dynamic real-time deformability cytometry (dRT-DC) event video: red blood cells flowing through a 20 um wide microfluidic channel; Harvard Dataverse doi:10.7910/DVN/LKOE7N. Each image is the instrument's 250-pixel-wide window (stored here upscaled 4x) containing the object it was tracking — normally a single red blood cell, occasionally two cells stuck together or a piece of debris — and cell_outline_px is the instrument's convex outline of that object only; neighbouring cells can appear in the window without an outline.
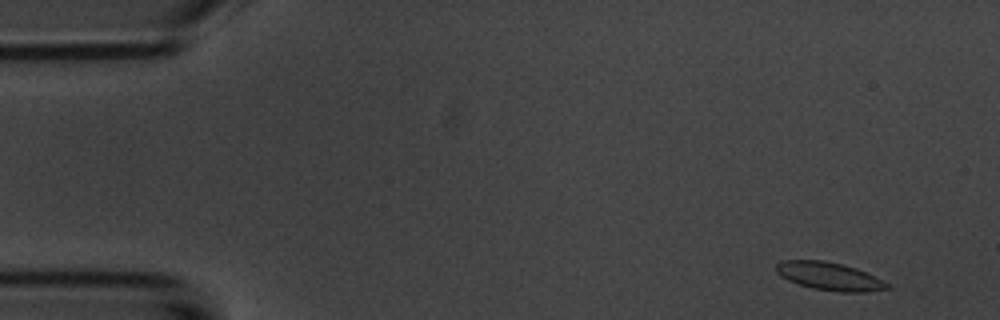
{"species": "common noctule bat (a hibernating species)", "species_latin": "Nyctalus noctula", "temperature_condition": "room temperature", "stored_images_in_passage": 54, "segment_of_instrument_passage": [1, 2], "camera_frame_rate_fps": 3000, "um_per_image_px": 0.085, "animal": {"sex": "male", "body_mass_g": 20.1, "forearm_length_mm": 53.5}, "frame": {"image": 1, "passage_image": 2, "time_ms": 0.333, "image_size_px": [1000, 320], "cell_outline_px": [[892, 288], [864, 292], [840, 292], [812, 288], [796, 284], [780, 276], [776, 272], [776, 264], [780, 260], [824, 260], [856, 268], [888, 284]], "centroid_in_image_um": [70.42, 23.48], "position_along_channel_um": 14.6, "area_um2": 17.98}}
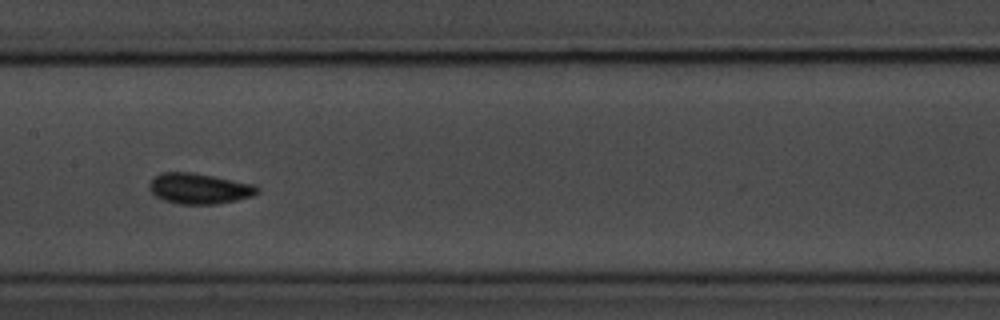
{"frame": {"image": 2, "passage_image": 25, "time_ms": 8.0, "image_size_px": [1000, 320], "cell_outline_px": [[260, 192], [252, 196], [236, 200], [216, 204], [180, 204], [164, 200], [156, 196], [148, 188], [148, 184], [160, 172], [192, 172], [256, 184], [260, 188]], "centroid_in_image_um": [16.96, 16.02], "position_along_channel_um": 190.4, "area_um2": 19.36}}
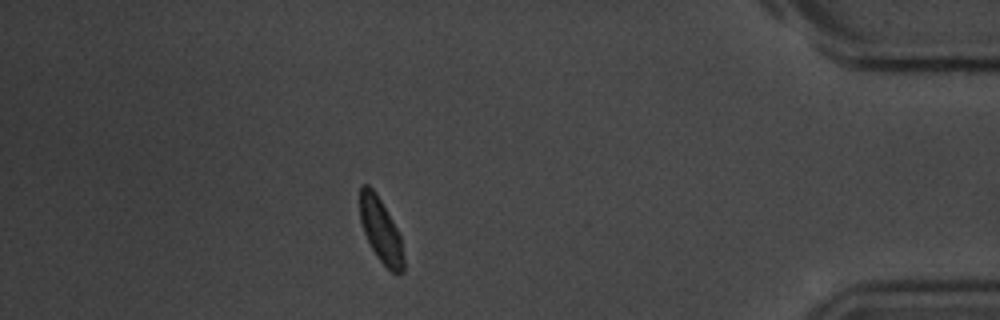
{"frame": {"image": 3, "passage_image": 46, "time_ms": 15.0, "image_size_px": [1000, 320], "cell_outline_px": [[404, 272], [400, 276], [392, 272], [376, 256], [364, 232], [360, 220], [360, 184], [368, 184], [376, 192], [396, 228], [400, 236], [404, 256]], "centroid_in_image_um": [32.37, 19.6], "position_along_channel_um": 402.8, "area_um2": 16.3}}